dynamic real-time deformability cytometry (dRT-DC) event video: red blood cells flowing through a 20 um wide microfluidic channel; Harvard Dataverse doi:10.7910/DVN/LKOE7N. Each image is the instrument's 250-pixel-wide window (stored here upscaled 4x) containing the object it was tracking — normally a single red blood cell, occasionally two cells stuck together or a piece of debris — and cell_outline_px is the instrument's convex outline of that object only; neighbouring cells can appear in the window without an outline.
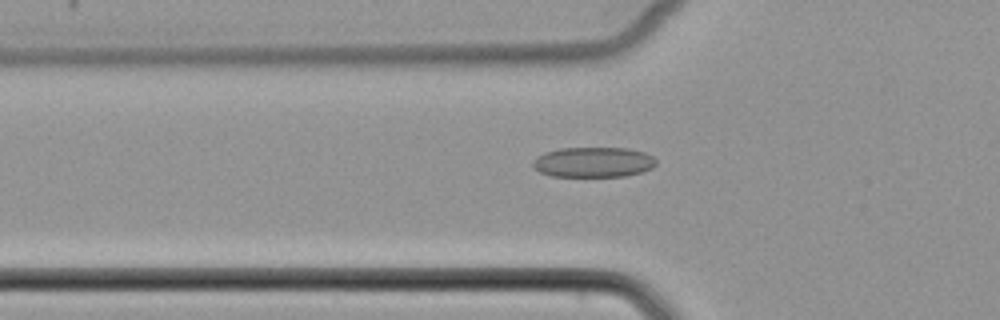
{"species": "common noctule bat (a hibernating species)", "species_latin": "Nyctalus noctula", "temperature_condition": "cold", "stored_images_in_passage": 40, "camera_frame_rate_fps": 3000, "um_per_image_px": 0.085, "animal": {"sex": "female", "body_mass_g": 22.7, "forearm_length_mm": 54.2}, "frame": {"image": 1, "passage_image": 6, "time_ms": 1.667, "image_size_px": [1000, 320], "cell_outline_px": [[656, 164], [652, 168], [640, 172], [624, 176], [552, 176], [540, 172], [532, 164], [532, 160], [536, 156], [544, 152], [560, 148], [628, 148], [644, 152], [652, 156], [656, 160]], "centroid_in_image_um": [50.42, 13.77], "position_along_channel_um": 75.4, "area_um2": 21.68}}
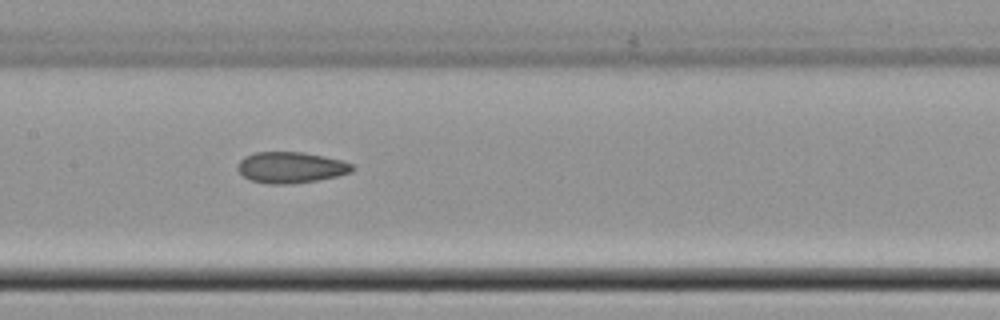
{"frame": {"image": 2, "passage_image": 14, "time_ms": 4.333, "image_size_px": [1000, 320], "cell_outline_px": [[356, 168], [352, 172], [336, 176], [316, 180], [292, 184], [272, 184], [252, 180], [244, 176], [236, 168], [240, 160], [244, 156], [256, 152], [304, 152], [324, 156], [340, 160], [352, 164]], "centroid_in_image_um": [24.73, 14.22], "position_along_channel_um": 182.7, "area_um2": 20.69}}
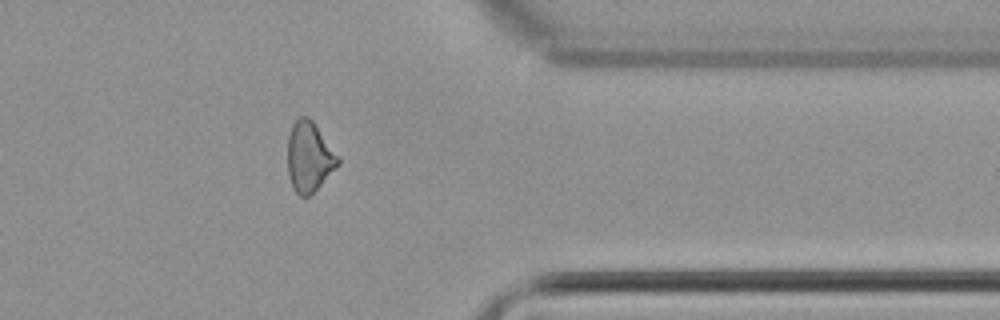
{"frame": {"image": 3, "passage_image": 30, "time_ms": 9.667, "image_size_px": [1000, 320], "cell_outline_px": [[340, 164], [308, 196], [300, 196], [292, 188], [288, 172], [288, 136], [292, 124], [300, 116], [308, 116], [312, 120], [340, 156]], "centroid_in_image_um": [26.29, 13.3], "position_along_channel_um": 385.1, "area_um2": 20.52}}